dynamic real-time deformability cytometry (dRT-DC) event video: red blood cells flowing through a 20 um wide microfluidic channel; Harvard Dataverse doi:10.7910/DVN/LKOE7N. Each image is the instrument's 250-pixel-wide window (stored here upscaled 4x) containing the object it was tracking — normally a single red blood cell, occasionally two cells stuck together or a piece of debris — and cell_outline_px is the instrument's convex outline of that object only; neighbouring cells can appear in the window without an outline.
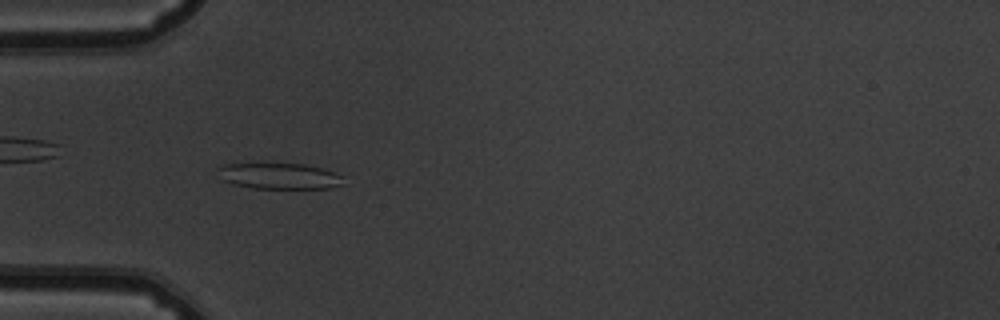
{"species": "common noctule bat (a hibernating species)", "species_latin": "Nyctalus noctula", "temperature_condition": "warm", "stored_images_in_passage": 47, "camera_frame_rate_fps": 3000, "um_per_image_px": 0.085, "animal": {"sex": "male", "body_mass_g": 19.5, "forearm_length_mm": 54.6}, "frame": {"image": 1, "passage_image": 10, "time_ms": 3.0, "image_size_px": [1000, 320], "cell_outline_px": [[340, 184], [328, 188], [252, 188], [232, 184], [224, 180], [216, 168], [220, 164], [264, 160], [304, 164], [336, 172], [340, 176]], "centroid_in_image_um": [23.59, 14.89], "position_along_channel_um": 61.4, "area_um2": 19.83}}
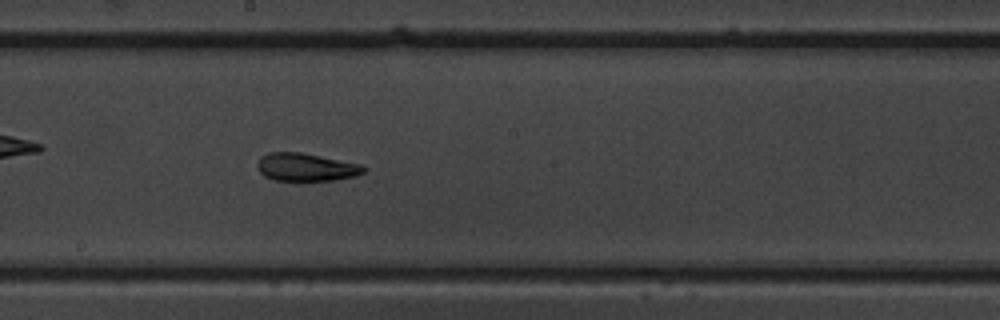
{"frame": {"image": 2, "passage_image": 23, "time_ms": 7.333, "image_size_px": [1000, 320], "cell_outline_px": [[368, 168], [364, 172], [356, 176], [332, 180], [276, 180], [264, 176], [256, 168], [256, 164], [268, 152], [300, 152], [360, 164]], "centroid_in_image_um": [26.02, 14.21], "position_along_channel_um": 222.2, "area_um2": 17.11}}
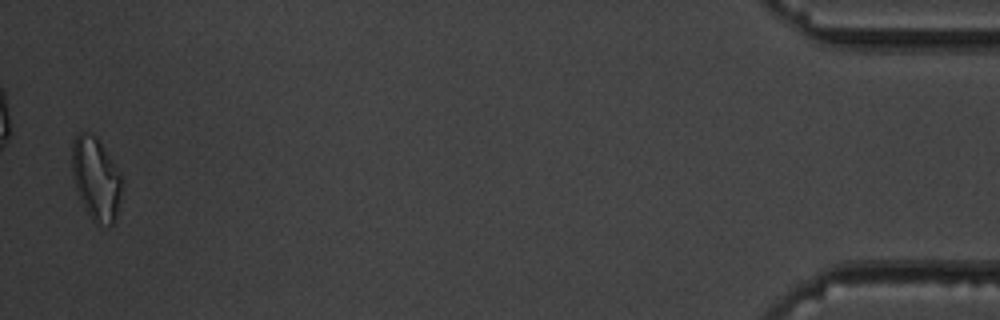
{"frame": {"image": 3, "passage_image": 46, "time_ms": 15.0, "image_size_px": [1000, 320], "cell_outline_px": [[120, 196], [116, 216], [112, 224], [100, 228], [92, 220], [76, 188], [72, 176], [72, 140], [80, 132], [88, 132], [96, 136], [112, 160], [120, 176]], "centroid_in_image_um": [8.13, 15.19], "position_along_channel_um": 427.1, "area_um2": 23.64}, "authors_computed_cell_mechanics": {"area_um2": 18.7272, "velocity_mm_per_s": 3.7918, "shape_relaxation_time_tau1_ms": null, "shape_relaxation_time_tau2_ms": 3.4764, "deformation_change_tau1": null, "deformation_change_tau2": 0.1209}}